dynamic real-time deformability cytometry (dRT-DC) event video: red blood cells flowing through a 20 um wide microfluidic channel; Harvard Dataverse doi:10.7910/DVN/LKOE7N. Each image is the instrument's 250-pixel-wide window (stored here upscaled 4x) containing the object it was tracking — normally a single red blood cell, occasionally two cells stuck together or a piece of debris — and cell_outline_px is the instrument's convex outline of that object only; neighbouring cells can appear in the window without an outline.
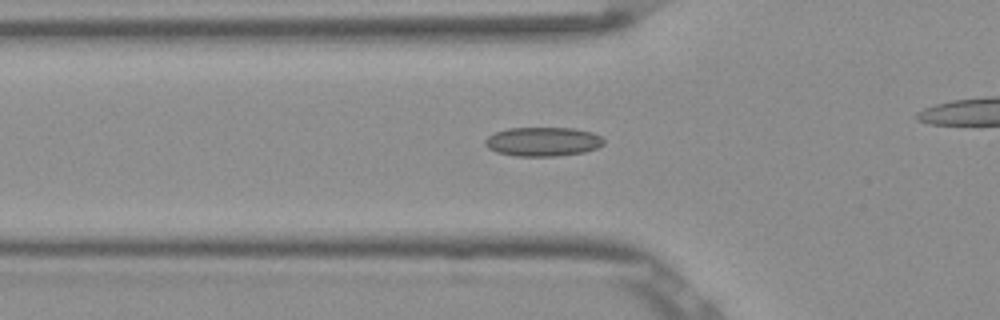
{"species": "Egyptian fruit bat (a non-hibernating species)", "species_latin": "Rousettus aegyptiacus", "temperature_condition": "room temperature", "stored_images_in_passage": 44, "camera_frame_rate_fps": 3000, "um_per_image_px": 0.085, "frame": {"image": 1, "passage_image": 19, "time_ms": 6.0, "image_size_px": [1000, 320], "cell_outline_px": [[604, 144], [596, 148], [584, 152], [556, 156], [516, 156], [496, 152], [488, 148], [484, 144], [484, 140], [488, 136], [496, 132], [508, 128], [572, 128], [592, 132], [600, 136], [604, 140]], "centroid_in_image_um": [46.13, 12.04], "position_along_channel_um": 79.7, "area_um2": 20.11}}
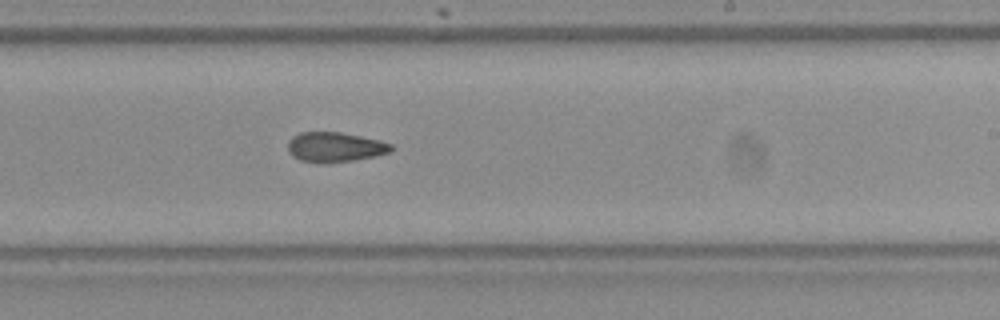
{"frame": {"image": 2, "passage_image": 33, "time_ms": 10.667, "image_size_px": [1000, 320], "cell_outline_px": [[392, 152], [376, 156], [352, 160], [324, 164], [320, 164], [300, 160], [292, 156], [288, 152], [288, 140], [292, 136], [300, 132], [340, 132], [380, 140], [392, 144]], "centroid_in_image_um": [28.45, 12.51], "position_along_channel_um": 260.6, "area_um2": 18.21}}
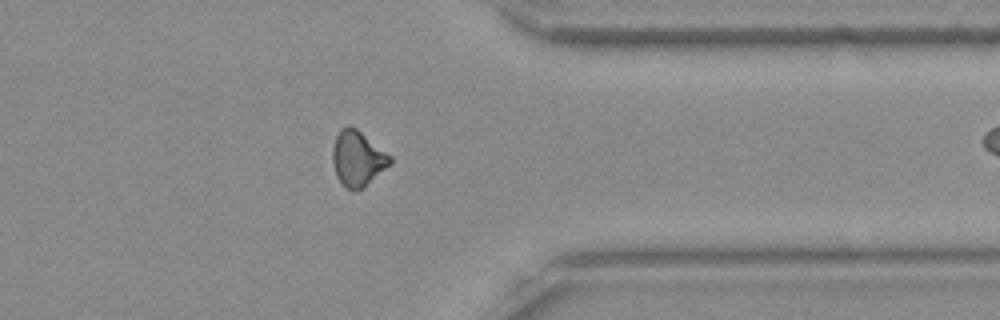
{"frame": {"image": 3, "passage_image": 43, "time_ms": 14.0, "image_size_px": [1000, 320], "cell_outline_px": [[392, 164], [364, 188], [348, 188], [336, 176], [332, 164], [332, 148], [336, 136], [340, 128], [348, 124], [356, 128], [392, 156]], "centroid_in_image_um": [30.41, 13.44], "position_along_channel_um": 381.0, "area_um2": 18.61}}